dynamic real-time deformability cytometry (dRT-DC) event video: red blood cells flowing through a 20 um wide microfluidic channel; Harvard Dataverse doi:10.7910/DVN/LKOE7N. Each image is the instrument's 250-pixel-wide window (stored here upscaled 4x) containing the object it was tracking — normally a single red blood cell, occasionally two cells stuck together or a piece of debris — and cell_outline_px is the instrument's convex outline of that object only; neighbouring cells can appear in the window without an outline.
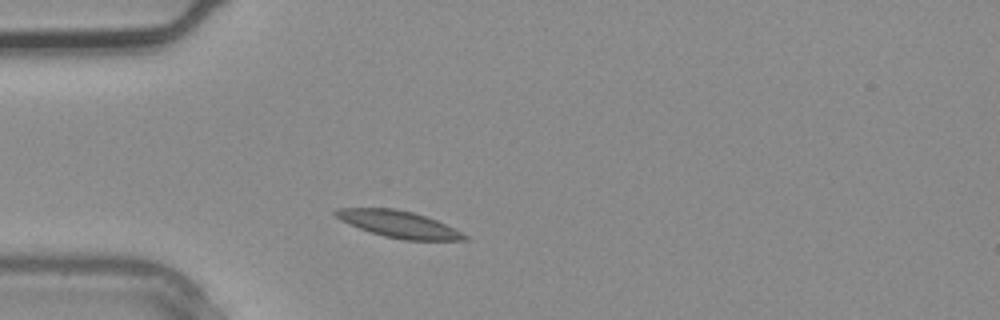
{"species": "common noctule bat (a hibernating species)", "species_latin": "Nyctalus noctula", "temperature_condition": "warm", "stored_images_in_passage": 1, "camera_frame_rate_fps": 3000, "um_per_image_px": 0.085, "animal": {"sex": "male", "body_mass_g": 20.4}, "frame": {"image": 1, "passage_image": 1, "time_ms": 0.0, "image_size_px": [1000, 320], "cell_outline_px": [[468, 240], [404, 240], [384, 236], [360, 228], [340, 220], [332, 212], [336, 208], [396, 208], [412, 212], [436, 220], [468, 236]], "centroid_in_image_um": [33.86, 19.05], "position_along_channel_um": 51.1, "area_um2": 19.77}}